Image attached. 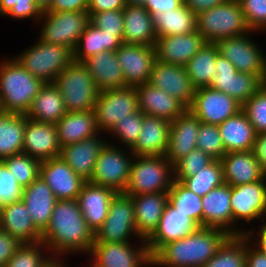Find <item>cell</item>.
Here are the masks:
<instances>
[{"label": "cell", "instance_id": "68", "mask_svg": "<svg viewBox=\"0 0 266 267\" xmlns=\"http://www.w3.org/2000/svg\"><path fill=\"white\" fill-rule=\"evenodd\" d=\"M4 113L2 101H1V96H0V114Z\"/></svg>", "mask_w": 266, "mask_h": 267}, {"label": "cell", "instance_id": "30", "mask_svg": "<svg viewBox=\"0 0 266 267\" xmlns=\"http://www.w3.org/2000/svg\"><path fill=\"white\" fill-rule=\"evenodd\" d=\"M56 200L51 188L41 177L24 188L22 201L34 225L41 233L50 223Z\"/></svg>", "mask_w": 266, "mask_h": 267}, {"label": "cell", "instance_id": "21", "mask_svg": "<svg viewBox=\"0 0 266 267\" xmlns=\"http://www.w3.org/2000/svg\"><path fill=\"white\" fill-rule=\"evenodd\" d=\"M103 134L61 148L59 156L86 182L91 180L99 153L108 142Z\"/></svg>", "mask_w": 266, "mask_h": 267}, {"label": "cell", "instance_id": "41", "mask_svg": "<svg viewBox=\"0 0 266 267\" xmlns=\"http://www.w3.org/2000/svg\"><path fill=\"white\" fill-rule=\"evenodd\" d=\"M219 51L215 43H205L184 66L195 89L208 87L216 72Z\"/></svg>", "mask_w": 266, "mask_h": 267}, {"label": "cell", "instance_id": "24", "mask_svg": "<svg viewBox=\"0 0 266 267\" xmlns=\"http://www.w3.org/2000/svg\"><path fill=\"white\" fill-rule=\"evenodd\" d=\"M201 121L186 109L170 123V135L165 157L174 165L193 149L197 148L196 137Z\"/></svg>", "mask_w": 266, "mask_h": 267}, {"label": "cell", "instance_id": "55", "mask_svg": "<svg viewBox=\"0 0 266 267\" xmlns=\"http://www.w3.org/2000/svg\"><path fill=\"white\" fill-rule=\"evenodd\" d=\"M22 244L16 237L0 229V267L6 266L8 260Z\"/></svg>", "mask_w": 266, "mask_h": 267}, {"label": "cell", "instance_id": "58", "mask_svg": "<svg viewBox=\"0 0 266 267\" xmlns=\"http://www.w3.org/2000/svg\"><path fill=\"white\" fill-rule=\"evenodd\" d=\"M183 4L184 0H148L144 7L152 15L154 13L172 11Z\"/></svg>", "mask_w": 266, "mask_h": 267}, {"label": "cell", "instance_id": "48", "mask_svg": "<svg viewBox=\"0 0 266 267\" xmlns=\"http://www.w3.org/2000/svg\"><path fill=\"white\" fill-rule=\"evenodd\" d=\"M196 145L197 148L210 155L215 160H221L226 154L218 125L201 122L196 137Z\"/></svg>", "mask_w": 266, "mask_h": 267}, {"label": "cell", "instance_id": "28", "mask_svg": "<svg viewBox=\"0 0 266 267\" xmlns=\"http://www.w3.org/2000/svg\"><path fill=\"white\" fill-rule=\"evenodd\" d=\"M231 186L223 184L202 197L203 227L224 230L232 236Z\"/></svg>", "mask_w": 266, "mask_h": 267}, {"label": "cell", "instance_id": "46", "mask_svg": "<svg viewBox=\"0 0 266 267\" xmlns=\"http://www.w3.org/2000/svg\"><path fill=\"white\" fill-rule=\"evenodd\" d=\"M143 116L144 113L138 110L137 112L129 114L127 118L119 120L118 123L107 133V137L109 139L111 137L108 141L115 145L119 144L120 147L121 145H124L122 147L131 149L135 145L142 129ZM113 137L114 139L116 138L115 141L118 140L117 143L113 142Z\"/></svg>", "mask_w": 266, "mask_h": 267}, {"label": "cell", "instance_id": "62", "mask_svg": "<svg viewBox=\"0 0 266 267\" xmlns=\"http://www.w3.org/2000/svg\"><path fill=\"white\" fill-rule=\"evenodd\" d=\"M260 225V226H259ZM256 231L248 228L247 235L266 253V219L260 222ZM256 235V236H255Z\"/></svg>", "mask_w": 266, "mask_h": 267}, {"label": "cell", "instance_id": "35", "mask_svg": "<svg viewBox=\"0 0 266 267\" xmlns=\"http://www.w3.org/2000/svg\"><path fill=\"white\" fill-rule=\"evenodd\" d=\"M55 125L61 148L101 133L97 127L93 110L67 112Z\"/></svg>", "mask_w": 266, "mask_h": 267}, {"label": "cell", "instance_id": "61", "mask_svg": "<svg viewBox=\"0 0 266 267\" xmlns=\"http://www.w3.org/2000/svg\"><path fill=\"white\" fill-rule=\"evenodd\" d=\"M226 0H184V4L197 16Z\"/></svg>", "mask_w": 266, "mask_h": 267}, {"label": "cell", "instance_id": "25", "mask_svg": "<svg viewBox=\"0 0 266 267\" xmlns=\"http://www.w3.org/2000/svg\"><path fill=\"white\" fill-rule=\"evenodd\" d=\"M170 123L163 118L144 114L142 129L130 151L135 156H165L169 142Z\"/></svg>", "mask_w": 266, "mask_h": 267}, {"label": "cell", "instance_id": "18", "mask_svg": "<svg viewBox=\"0 0 266 267\" xmlns=\"http://www.w3.org/2000/svg\"><path fill=\"white\" fill-rule=\"evenodd\" d=\"M148 83L166 91L187 109L193 102L195 88L184 66L166 64L156 60Z\"/></svg>", "mask_w": 266, "mask_h": 267}, {"label": "cell", "instance_id": "34", "mask_svg": "<svg viewBox=\"0 0 266 267\" xmlns=\"http://www.w3.org/2000/svg\"><path fill=\"white\" fill-rule=\"evenodd\" d=\"M0 229L21 243L41 242L42 233L34 225L22 200L0 209Z\"/></svg>", "mask_w": 266, "mask_h": 267}, {"label": "cell", "instance_id": "37", "mask_svg": "<svg viewBox=\"0 0 266 267\" xmlns=\"http://www.w3.org/2000/svg\"><path fill=\"white\" fill-rule=\"evenodd\" d=\"M122 44L123 33L104 32L89 22L73 50V60L84 62L100 52L116 51Z\"/></svg>", "mask_w": 266, "mask_h": 267}, {"label": "cell", "instance_id": "2", "mask_svg": "<svg viewBox=\"0 0 266 267\" xmlns=\"http://www.w3.org/2000/svg\"><path fill=\"white\" fill-rule=\"evenodd\" d=\"M229 236L224 230L199 227L179 240L164 244L152 256V267H202Z\"/></svg>", "mask_w": 266, "mask_h": 267}, {"label": "cell", "instance_id": "4", "mask_svg": "<svg viewBox=\"0 0 266 267\" xmlns=\"http://www.w3.org/2000/svg\"><path fill=\"white\" fill-rule=\"evenodd\" d=\"M174 181L173 164L165 156H134L124 193L168 192Z\"/></svg>", "mask_w": 266, "mask_h": 267}, {"label": "cell", "instance_id": "40", "mask_svg": "<svg viewBox=\"0 0 266 267\" xmlns=\"http://www.w3.org/2000/svg\"><path fill=\"white\" fill-rule=\"evenodd\" d=\"M27 118L23 114H0V161L22 153Z\"/></svg>", "mask_w": 266, "mask_h": 267}, {"label": "cell", "instance_id": "14", "mask_svg": "<svg viewBox=\"0 0 266 267\" xmlns=\"http://www.w3.org/2000/svg\"><path fill=\"white\" fill-rule=\"evenodd\" d=\"M140 243L134 247V242H94L86 256L104 267H151L152 256L146 241Z\"/></svg>", "mask_w": 266, "mask_h": 267}, {"label": "cell", "instance_id": "44", "mask_svg": "<svg viewBox=\"0 0 266 267\" xmlns=\"http://www.w3.org/2000/svg\"><path fill=\"white\" fill-rule=\"evenodd\" d=\"M180 183L188 190L203 197L210 190L224 184L223 168L220 160H214L197 174L183 178Z\"/></svg>", "mask_w": 266, "mask_h": 267}, {"label": "cell", "instance_id": "26", "mask_svg": "<svg viewBox=\"0 0 266 267\" xmlns=\"http://www.w3.org/2000/svg\"><path fill=\"white\" fill-rule=\"evenodd\" d=\"M116 192L110 188L85 182L77 201L88 227L96 233L107 218L109 205Z\"/></svg>", "mask_w": 266, "mask_h": 267}, {"label": "cell", "instance_id": "8", "mask_svg": "<svg viewBox=\"0 0 266 267\" xmlns=\"http://www.w3.org/2000/svg\"><path fill=\"white\" fill-rule=\"evenodd\" d=\"M230 203L232 236L247 234L248 229H245L244 225L253 224L252 222L259 220L263 222L266 219V176L260 181L231 186Z\"/></svg>", "mask_w": 266, "mask_h": 267}, {"label": "cell", "instance_id": "47", "mask_svg": "<svg viewBox=\"0 0 266 267\" xmlns=\"http://www.w3.org/2000/svg\"><path fill=\"white\" fill-rule=\"evenodd\" d=\"M2 161L23 188L40 177L41 162L28 154L12 155Z\"/></svg>", "mask_w": 266, "mask_h": 267}, {"label": "cell", "instance_id": "5", "mask_svg": "<svg viewBox=\"0 0 266 267\" xmlns=\"http://www.w3.org/2000/svg\"><path fill=\"white\" fill-rule=\"evenodd\" d=\"M197 31L207 43H216L251 30L246 24L239 0H226L197 15Z\"/></svg>", "mask_w": 266, "mask_h": 267}, {"label": "cell", "instance_id": "45", "mask_svg": "<svg viewBox=\"0 0 266 267\" xmlns=\"http://www.w3.org/2000/svg\"><path fill=\"white\" fill-rule=\"evenodd\" d=\"M52 258L43 242L23 243L5 267H45Z\"/></svg>", "mask_w": 266, "mask_h": 267}, {"label": "cell", "instance_id": "1", "mask_svg": "<svg viewBox=\"0 0 266 267\" xmlns=\"http://www.w3.org/2000/svg\"><path fill=\"white\" fill-rule=\"evenodd\" d=\"M41 242L53 258L90 253L94 233L88 227L77 199L56 200L50 223L42 233Z\"/></svg>", "mask_w": 266, "mask_h": 267}, {"label": "cell", "instance_id": "64", "mask_svg": "<svg viewBox=\"0 0 266 267\" xmlns=\"http://www.w3.org/2000/svg\"><path fill=\"white\" fill-rule=\"evenodd\" d=\"M65 258H52L45 267H69Z\"/></svg>", "mask_w": 266, "mask_h": 267}, {"label": "cell", "instance_id": "22", "mask_svg": "<svg viewBox=\"0 0 266 267\" xmlns=\"http://www.w3.org/2000/svg\"><path fill=\"white\" fill-rule=\"evenodd\" d=\"M205 43V39L197 30L188 34L159 37L154 45L156 60L185 66Z\"/></svg>", "mask_w": 266, "mask_h": 267}, {"label": "cell", "instance_id": "11", "mask_svg": "<svg viewBox=\"0 0 266 267\" xmlns=\"http://www.w3.org/2000/svg\"><path fill=\"white\" fill-rule=\"evenodd\" d=\"M39 39L68 47L72 52L89 23L87 11H43L39 19ZM42 23V24H41Z\"/></svg>", "mask_w": 266, "mask_h": 267}, {"label": "cell", "instance_id": "38", "mask_svg": "<svg viewBox=\"0 0 266 267\" xmlns=\"http://www.w3.org/2000/svg\"><path fill=\"white\" fill-rule=\"evenodd\" d=\"M67 113L64 100L54 83H45L26 116L30 120L56 124Z\"/></svg>", "mask_w": 266, "mask_h": 267}, {"label": "cell", "instance_id": "9", "mask_svg": "<svg viewBox=\"0 0 266 267\" xmlns=\"http://www.w3.org/2000/svg\"><path fill=\"white\" fill-rule=\"evenodd\" d=\"M134 237L139 242L145 241L136 231L133 196L118 192L110 202L107 218L94 233V242H131Z\"/></svg>", "mask_w": 266, "mask_h": 267}, {"label": "cell", "instance_id": "23", "mask_svg": "<svg viewBox=\"0 0 266 267\" xmlns=\"http://www.w3.org/2000/svg\"><path fill=\"white\" fill-rule=\"evenodd\" d=\"M198 228L199 226L190 217L178 212L167 203L158 227L146 240V245L153 256L164 244L179 240Z\"/></svg>", "mask_w": 266, "mask_h": 267}, {"label": "cell", "instance_id": "53", "mask_svg": "<svg viewBox=\"0 0 266 267\" xmlns=\"http://www.w3.org/2000/svg\"><path fill=\"white\" fill-rule=\"evenodd\" d=\"M89 22L95 27L109 33H123V9L88 13Z\"/></svg>", "mask_w": 266, "mask_h": 267}, {"label": "cell", "instance_id": "15", "mask_svg": "<svg viewBox=\"0 0 266 267\" xmlns=\"http://www.w3.org/2000/svg\"><path fill=\"white\" fill-rule=\"evenodd\" d=\"M215 66L216 72L210 87L226 93L241 105L264 85L257 75L238 72L235 66L220 54L216 58Z\"/></svg>", "mask_w": 266, "mask_h": 267}, {"label": "cell", "instance_id": "52", "mask_svg": "<svg viewBox=\"0 0 266 267\" xmlns=\"http://www.w3.org/2000/svg\"><path fill=\"white\" fill-rule=\"evenodd\" d=\"M247 26L251 31H266V0H239Z\"/></svg>", "mask_w": 266, "mask_h": 267}, {"label": "cell", "instance_id": "20", "mask_svg": "<svg viewBox=\"0 0 266 267\" xmlns=\"http://www.w3.org/2000/svg\"><path fill=\"white\" fill-rule=\"evenodd\" d=\"M60 151L55 124L26 119L22 153L42 162L59 157Z\"/></svg>", "mask_w": 266, "mask_h": 267}, {"label": "cell", "instance_id": "6", "mask_svg": "<svg viewBox=\"0 0 266 267\" xmlns=\"http://www.w3.org/2000/svg\"><path fill=\"white\" fill-rule=\"evenodd\" d=\"M14 57L34 77L44 83H53L73 61V52L66 46L46 43L37 38L35 43Z\"/></svg>", "mask_w": 266, "mask_h": 267}, {"label": "cell", "instance_id": "66", "mask_svg": "<svg viewBox=\"0 0 266 267\" xmlns=\"http://www.w3.org/2000/svg\"><path fill=\"white\" fill-rule=\"evenodd\" d=\"M126 4L142 5L144 6L148 0H125Z\"/></svg>", "mask_w": 266, "mask_h": 267}, {"label": "cell", "instance_id": "51", "mask_svg": "<svg viewBox=\"0 0 266 267\" xmlns=\"http://www.w3.org/2000/svg\"><path fill=\"white\" fill-rule=\"evenodd\" d=\"M23 192L24 188L18 183L6 164L0 161V209L21 201Z\"/></svg>", "mask_w": 266, "mask_h": 267}, {"label": "cell", "instance_id": "17", "mask_svg": "<svg viewBox=\"0 0 266 267\" xmlns=\"http://www.w3.org/2000/svg\"><path fill=\"white\" fill-rule=\"evenodd\" d=\"M117 60L124 75L126 87L147 83L156 61L154 46L122 44L116 50Z\"/></svg>", "mask_w": 266, "mask_h": 267}, {"label": "cell", "instance_id": "32", "mask_svg": "<svg viewBox=\"0 0 266 267\" xmlns=\"http://www.w3.org/2000/svg\"><path fill=\"white\" fill-rule=\"evenodd\" d=\"M123 43L154 46L156 33L152 15L142 5L126 4L123 9Z\"/></svg>", "mask_w": 266, "mask_h": 267}, {"label": "cell", "instance_id": "65", "mask_svg": "<svg viewBox=\"0 0 266 267\" xmlns=\"http://www.w3.org/2000/svg\"><path fill=\"white\" fill-rule=\"evenodd\" d=\"M35 1L42 8L43 11L46 10L52 3V0H35Z\"/></svg>", "mask_w": 266, "mask_h": 267}, {"label": "cell", "instance_id": "33", "mask_svg": "<svg viewBox=\"0 0 266 267\" xmlns=\"http://www.w3.org/2000/svg\"><path fill=\"white\" fill-rule=\"evenodd\" d=\"M83 63L87 66L99 92L126 87L116 51L100 52L89 57Z\"/></svg>", "mask_w": 266, "mask_h": 267}, {"label": "cell", "instance_id": "43", "mask_svg": "<svg viewBox=\"0 0 266 267\" xmlns=\"http://www.w3.org/2000/svg\"><path fill=\"white\" fill-rule=\"evenodd\" d=\"M202 267H246V234L229 236Z\"/></svg>", "mask_w": 266, "mask_h": 267}, {"label": "cell", "instance_id": "63", "mask_svg": "<svg viewBox=\"0 0 266 267\" xmlns=\"http://www.w3.org/2000/svg\"><path fill=\"white\" fill-rule=\"evenodd\" d=\"M19 0H0V16H5Z\"/></svg>", "mask_w": 266, "mask_h": 267}, {"label": "cell", "instance_id": "49", "mask_svg": "<svg viewBox=\"0 0 266 267\" xmlns=\"http://www.w3.org/2000/svg\"><path fill=\"white\" fill-rule=\"evenodd\" d=\"M214 160L199 148H195L173 165L174 180L180 182L183 178L193 176Z\"/></svg>", "mask_w": 266, "mask_h": 267}, {"label": "cell", "instance_id": "19", "mask_svg": "<svg viewBox=\"0 0 266 267\" xmlns=\"http://www.w3.org/2000/svg\"><path fill=\"white\" fill-rule=\"evenodd\" d=\"M40 177L57 200H76L86 182L60 156L41 162Z\"/></svg>", "mask_w": 266, "mask_h": 267}, {"label": "cell", "instance_id": "29", "mask_svg": "<svg viewBox=\"0 0 266 267\" xmlns=\"http://www.w3.org/2000/svg\"><path fill=\"white\" fill-rule=\"evenodd\" d=\"M220 161L224 183L230 186L253 183L266 176L252 150L226 153Z\"/></svg>", "mask_w": 266, "mask_h": 267}, {"label": "cell", "instance_id": "42", "mask_svg": "<svg viewBox=\"0 0 266 267\" xmlns=\"http://www.w3.org/2000/svg\"><path fill=\"white\" fill-rule=\"evenodd\" d=\"M168 203L178 212L190 217L199 227H203L202 197L188 190L174 180L168 191Z\"/></svg>", "mask_w": 266, "mask_h": 267}, {"label": "cell", "instance_id": "10", "mask_svg": "<svg viewBox=\"0 0 266 267\" xmlns=\"http://www.w3.org/2000/svg\"><path fill=\"white\" fill-rule=\"evenodd\" d=\"M134 156L130 149L107 142L99 153L89 182L110 188L116 193L124 192Z\"/></svg>", "mask_w": 266, "mask_h": 267}, {"label": "cell", "instance_id": "27", "mask_svg": "<svg viewBox=\"0 0 266 267\" xmlns=\"http://www.w3.org/2000/svg\"><path fill=\"white\" fill-rule=\"evenodd\" d=\"M138 95V108L144 114L157 116L172 122L187 108L166 91L144 83L135 87Z\"/></svg>", "mask_w": 266, "mask_h": 267}, {"label": "cell", "instance_id": "3", "mask_svg": "<svg viewBox=\"0 0 266 267\" xmlns=\"http://www.w3.org/2000/svg\"><path fill=\"white\" fill-rule=\"evenodd\" d=\"M44 84L15 57L0 62V96L4 112L26 115Z\"/></svg>", "mask_w": 266, "mask_h": 267}, {"label": "cell", "instance_id": "50", "mask_svg": "<svg viewBox=\"0 0 266 267\" xmlns=\"http://www.w3.org/2000/svg\"><path fill=\"white\" fill-rule=\"evenodd\" d=\"M255 132L266 133V83L242 105Z\"/></svg>", "mask_w": 266, "mask_h": 267}, {"label": "cell", "instance_id": "16", "mask_svg": "<svg viewBox=\"0 0 266 267\" xmlns=\"http://www.w3.org/2000/svg\"><path fill=\"white\" fill-rule=\"evenodd\" d=\"M202 123L220 125L242 110L235 99L210 86L195 89L194 99L188 108Z\"/></svg>", "mask_w": 266, "mask_h": 267}, {"label": "cell", "instance_id": "31", "mask_svg": "<svg viewBox=\"0 0 266 267\" xmlns=\"http://www.w3.org/2000/svg\"><path fill=\"white\" fill-rule=\"evenodd\" d=\"M167 203L168 192L133 196L135 226L141 239L146 241L153 234Z\"/></svg>", "mask_w": 266, "mask_h": 267}, {"label": "cell", "instance_id": "59", "mask_svg": "<svg viewBox=\"0 0 266 267\" xmlns=\"http://www.w3.org/2000/svg\"><path fill=\"white\" fill-rule=\"evenodd\" d=\"M125 0H89L88 13H99L108 10L124 9Z\"/></svg>", "mask_w": 266, "mask_h": 267}, {"label": "cell", "instance_id": "39", "mask_svg": "<svg viewBox=\"0 0 266 267\" xmlns=\"http://www.w3.org/2000/svg\"><path fill=\"white\" fill-rule=\"evenodd\" d=\"M156 37L188 34L197 30V16L185 5L152 14Z\"/></svg>", "mask_w": 266, "mask_h": 267}, {"label": "cell", "instance_id": "67", "mask_svg": "<svg viewBox=\"0 0 266 267\" xmlns=\"http://www.w3.org/2000/svg\"><path fill=\"white\" fill-rule=\"evenodd\" d=\"M88 260H91V261H89L90 263L88 264V266L90 265V267H104V266L98 264V263H97L96 261H94L92 258H91V259L88 258Z\"/></svg>", "mask_w": 266, "mask_h": 267}, {"label": "cell", "instance_id": "60", "mask_svg": "<svg viewBox=\"0 0 266 267\" xmlns=\"http://www.w3.org/2000/svg\"><path fill=\"white\" fill-rule=\"evenodd\" d=\"M252 151L259 161L261 170L266 175V133H258L256 135Z\"/></svg>", "mask_w": 266, "mask_h": 267}, {"label": "cell", "instance_id": "57", "mask_svg": "<svg viewBox=\"0 0 266 267\" xmlns=\"http://www.w3.org/2000/svg\"><path fill=\"white\" fill-rule=\"evenodd\" d=\"M89 0H52L50 6L44 11H87Z\"/></svg>", "mask_w": 266, "mask_h": 267}, {"label": "cell", "instance_id": "12", "mask_svg": "<svg viewBox=\"0 0 266 267\" xmlns=\"http://www.w3.org/2000/svg\"><path fill=\"white\" fill-rule=\"evenodd\" d=\"M253 33L259 32L250 31L241 36L225 38L215 45L219 54L229 60L238 72L257 75L266 83V53L250 37Z\"/></svg>", "mask_w": 266, "mask_h": 267}, {"label": "cell", "instance_id": "7", "mask_svg": "<svg viewBox=\"0 0 266 267\" xmlns=\"http://www.w3.org/2000/svg\"><path fill=\"white\" fill-rule=\"evenodd\" d=\"M67 112H84L94 109L99 91L87 66L72 61L54 80Z\"/></svg>", "mask_w": 266, "mask_h": 267}, {"label": "cell", "instance_id": "54", "mask_svg": "<svg viewBox=\"0 0 266 267\" xmlns=\"http://www.w3.org/2000/svg\"><path fill=\"white\" fill-rule=\"evenodd\" d=\"M42 15L43 10L35 0H19L4 17L12 20L33 19L38 22Z\"/></svg>", "mask_w": 266, "mask_h": 267}, {"label": "cell", "instance_id": "56", "mask_svg": "<svg viewBox=\"0 0 266 267\" xmlns=\"http://www.w3.org/2000/svg\"><path fill=\"white\" fill-rule=\"evenodd\" d=\"M246 267H266V253L247 234Z\"/></svg>", "mask_w": 266, "mask_h": 267}, {"label": "cell", "instance_id": "36", "mask_svg": "<svg viewBox=\"0 0 266 267\" xmlns=\"http://www.w3.org/2000/svg\"><path fill=\"white\" fill-rule=\"evenodd\" d=\"M226 153L253 149L257 133L243 110L218 125Z\"/></svg>", "mask_w": 266, "mask_h": 267}, {"label": "cell", "instance_id": "13", "mask_svg": "<svg viewBox=\"0 0 266 267\" xmlns=\"http://www.w3.org/2000/svg\"><path fill=\"white\" fill-rule=\"evenodd\" d=\"M138 95L135 87L108 89L99 92L94 105L96 124L101 133H108L119 120L137 112Z\"/></svg>", "mask_w": 266, "mask_h": 267}]
</instances>
